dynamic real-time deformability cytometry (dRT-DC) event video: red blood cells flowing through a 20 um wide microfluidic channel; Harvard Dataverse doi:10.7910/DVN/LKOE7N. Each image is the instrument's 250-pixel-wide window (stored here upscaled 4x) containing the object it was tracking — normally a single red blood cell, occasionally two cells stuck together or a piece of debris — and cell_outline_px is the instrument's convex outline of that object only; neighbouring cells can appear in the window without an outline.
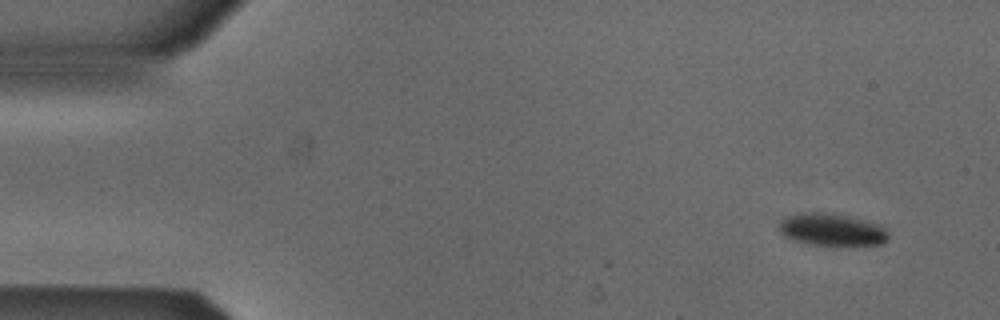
{"species": "Egyptian fruit bat (a non-hibernating species)", "species_latin": "Rousettus aegyptiacus", "temperature_condition": "cold", "stored_images_in_passage": 50, "camera_frame_rate_fps": 3000, "um_per_image_px": 0.085, "animal": {"sex": "male"}, "frame": {"image": 1, "passage_image": 1, "time_ms": 0.0, "image_size_px": [1000, 320], "cell_outline_px": [[888, 240], [880, 244], [848, 248], [832, 248], [804, 244], [792, 240], [784, 236], [780, 232], [780, 220], [788, 216], [812, 212], [824, 212], [844, 216], [860, 220], [884, 228], [888, 236]], "centroid_in_image_um": [70.67, 19.61], "position_along_channel_um": 14.3, "area_um2": 21.04}}
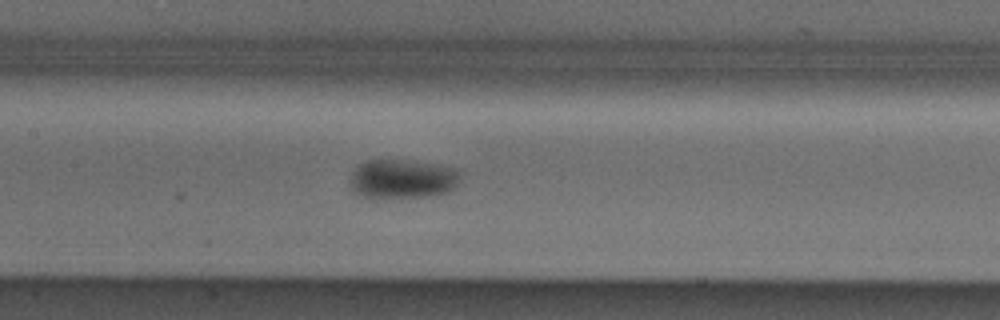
{"frame": {"image": 2, "passage_image": 22, "time_ms": 7.0, "image_size_px": [1000, 320], "cell_outline_px": [[460, 176], [456, 184], [448, 192], [428, 196], [372, 200], [360, 196], [352, 192], [348, 180], [352, 172], [360, 164], [368, 160], [404, 160], [432, 164], [452, 168]], "centroid_in_image_um": [34.08, 15.26], "position_along_channel_um": 173.3, "area_um2": 25.49}}
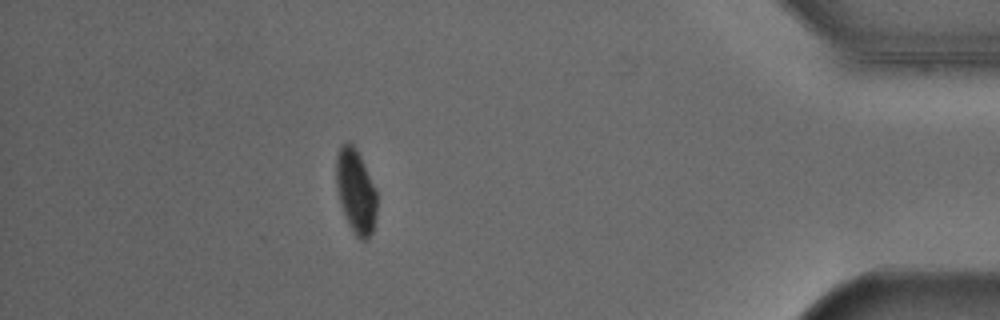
{"frame": {"image": 3, "passage_image": 44, "time_ms": 14.333, "image_size_px": [1000, 320], "cell_outline_px": [[376, 216], [372, 232], [368, 240], [360, 240], [356, 236], [348, 224], [340, 204], [336, 188], [336, 156], [340, 148], [348, 140], [356, 148], [360, 156], [376, 192]], "centroid_in_image_um": [30.22, 16.29], "position_along_channel_um": 405.0, "area_um2": 19.83}, "authors_computed_cell_mechanics": {"area_um2": 21.8773, "velocity_mm_per_s": 3.8489, "shape_relaxation_time_tau1_ms": 2.124, "shape_relaxation_time_tau2_ms": 6.1621, "deformation_change_tau1": 0.0798, "deformation_change_tau2": 0.045}}